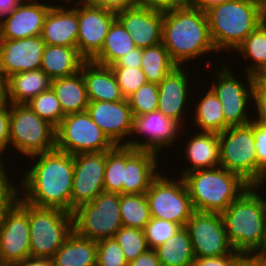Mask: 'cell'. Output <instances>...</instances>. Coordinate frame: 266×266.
Listing matches in <instances>:
<instances>
[{
	"label": "cell",
	"instance_id": "20",
	"mask_svg": "<svg viewBox=\"0 0 266 266\" xmlns=\"http://www.w3.org/2000/svg\"><path fill=\"white\" fill-rule=\"evenodd\" d=\"M87 112L115 145H124V138L130 137L133 115L126 98L117 102L89 101Z\"/></svg>",
	"mask_w": 266,
	"mask_h": 266
},
{
	"label": "cell",
	"instance_id": "33",
	"mask_svg": "<svg viewBox=\"0 0 266 266\" xmlns=\"http://www.w3.org/2000/svg\"><path fill=\"white\" fill-rule=\"evenodd\" d=\"M195 108L194 126H198L200 132L220 134L225 131V119L222 105L217 95L210 88Z\"/></svg>",
	"mask_w": 266,
	"mask_h": 266
},
{
	"label": "cell",
	"instance_id": "24",
	"mask_svg": "<svg viewBox=\"0 0 266 266\" xmlns=\"http://www.w3.org/2000/svg\"><path fill=\"white\" fill-rule=\"evenodd\" d=\"M66 7L55 4L50 8L40 34L47 45L77 47V6Z\"/></svg>",
	"mask_w": 266,
	"mask_h": 266
},
{
	"label": "cell",
	"instance_id": "12",
	"mask_svg": "<svg viewBox=\"0 0 266 266\" xmlns=\"http://www.w3.org/2000/svg\"><path fill=\"white\" fill-rule=\"evenodd\" d=\"M221 67V70L216 68L214 71L217 79L213 81L214 84H211V89L222 105L226 130L229 127L246 125L253 120L247 113V107L250 100L254 98V76L246 74L247 86L240 82L235 75H232L234 73L226 64Z\"/></svg>",
	"mask_w": 266,
	"mask_h": 266
},
{
	"label": "cell",
	"instance_id": "17",
	"mask_svg": "<svg viewBox=\"0 0 266 266\" xmlns=\"http://www.w3.org/2000/svg\"><path fill=\"white\" fill-rule=\"evenodd\" d=\"M106 152L74 155L71 213L104 192Z\"/></svg>",
	"mask_w": 266,
	"mask_h": 266
},
{
	"label": "cell",
	"instance_id": "35",
	"mask_svg": "<svg viewBox=\"0 0 266 266\" xmlns=\"http://www.w3.org/2000/svg\"><path fill=\"white\" fill-rule=\"evenodd\" d=\"M177 66L163 43L142 48L141 68L147 82L159 84Z\"/></svg>",
	"mask_w": 266,
	"mask_h": 266
},
{
	"label": "cell",
	"instance_id": "45",
	"mask_svg": "<svg viewBox=\"0 0 266 266\" xmlns=\"http://www.w3.org/2000/svg\"><path fill=\"white\" fill-rule=\"evenodd\" d=\"M8 178L6 167L0 162V219L18 201L20 197V186L11 183Z\"/></svg>",
	"mask_w": 266,
	"mask_h": 266
},
{
	"label": "cell",
	"instance_id": "36",
	"mask_svg": "<svg viewBox=\"0 0 266 266\" xmlns=\"http://www.w3.org/2000/svg\"><path fill=\"white\" fill-rule=\"evenodd\" d=\"M122 225L143 230L150 221L149 203L144 194H120Z\"/></svg>",
	"mask_w": 266,
	"mask_h": 266
},
{
	"label": "cell",
	"instance_id": "27",
	"mask_svg": "<svg viewBox=\"0 0 266 266\" xmlns=\"http://www.w3.org/2000/svg\"><path fill=\"white\" fill-rule=\"evenodd\" d=\"M50 79L41 69L23 71L8 77L6 82L9 104H26L41 92L51 88Z\"/></svg>",
	"mask_w": 266,
	"mask_h": 266
},
{
	"label": "cell",
	"instance_id": "38",
	"mask_svg": "<svg viewBox=\"0 0 266 266\" xmlns=\"http://www.w3.org/2000/svg\"><path fill=\"white\" fill-rule=\"evenodd\" d=\"M26 104L40 118L53 125L55 128L58 127L62 119L65 117V114L61 109V104L52 88L41 92Z\"/></svg>",
	"mask_w": 266,
	"mask_h": 266
},
{
	"label": "cell",
	"instance_id": "31",
	"mask_svg": "<svg viewBox=\"0 0 266 266\" xmlns=\"http://www.w3.org/2000/svg\"><path fill=\"white\" fill-rule=\"evenodd\" d=\"M154 250L161 266H192L195 258L190 235L185 227H181Z\"/></svg>",
	"mask_w": 266,
	"mask_h": 266
},
{
	"label": "cell",
	"instance_id": "46",
	"mask_svg": "<svg viewBox=\"0 0 266 266\" xmlns=\"http://www.w3.org/2000/svg\"><path fill=\"white\" fill-rule=\"evenodd\" d=\"M254 98L252 104L255 106L257 117L255 119L266 123V79L255 75L254 80Z\"/></svg>",
	"mask_w": 266,
	"mask_h": 266
},
{
	"label": "cell",
	"instance_id": "42",
	"mask_svg": "<svg viewBox=\"0 0 266 266\" xmlns=\"http://www.w3.org/2000/svg\"><path fill=\"white\" fill-rule=\"evenodd\" d=\"M111 69L124 98H127L147 83L146 76L141 67H111Z\"/></svg>",
	"mask_w": 266,
	"mask_h": 266
},
{
	"label": "cell",
	"instance_id": "50",
	"mask_svg": "<svg viewBox=\"0 0 266 266\" xmlns=\"http://www.w3.org/2000/svg\"><path fill=\"white\" fill-rule=\"evenodd\" d=\"M97 6L105 8L111 12L117 13L126 8L137 6V0H90Z\"/></svg>",
	"mask_w": 266,
	"mask_h": 266
},
{
	"label": "cell",
	"instance_id": "58",
	"mask_svg": "<svg viewBox=\"0 0 266 266\" xmlns=\"http://www.w3.org/2000/svg\"><path fill=\"white\" fill-rule=\"evenodd\" d=\"M263 16L266 18V0H255Z\"/></svg>",
	"mask_w": 266,
	"mask_h": 266
},
{
	"label": "cell",
	"instance_id": "9",
	"mask_svg": "<svg viewBox=\"0 0 266 266\" xmlns=\"http://www.w3.org/2000/svg\"><path fill=\"white\" fill-rule=\"evenodd\" d=\"M219 166L238 174L250 186L257 183V157L254 147V118L241 126L218 134Z\"/></svg>",
	"mask_w": 266,
	"mask_h": 266
},
{
	"label": "cell",
	"instance_id": "5",
	"mask_svg": "<svg viewBox=\"0 0 266 266\" xmlns=\"http://www.w3.org/2000/svg\"><path fill=\"white\" fill-rule=\"evenodd\" d=\"M211 41L217 52L234 50L266 18L255 0H235L206 12Z\"/></svg>",
	"mask_w": 266,
	"mask_h": 266
},
{
	"label": "cell",
	"instance_id": "37",
	"mask_svg": "<svg viewBox=\"0 0 266 266\" xmlns=\"http://www.w3.org/2000/svg\"><path fill=\"white\" fill-rule=\"evenodd\" d=\"M125 167V146L116 145L106 152L104 192L122 194Z\"/></svg>",
	"mask_w": 266,
	"mask_h": 266
},
{
	"label": "cell",
	"instance_id": "61",
	"mask_svg": "<svg viewBox=\"0 0 266 266\" xmlns=\"http://www.w3.org/2000/svg\"><path fill=\"white\" fill-rule=\"evenodd\" d=\"M259 75L266 79V68Z\"/></svg>",
	"mask_w": 266,
	"mask_h": 266
},
{
	"label": "cell",
	"instance_id": "28",
	"mask_svg": "<svg viewBox=\"0 0 266 266\" xmlns=\"http://www.w3.org/2000/svg\"><path fill=\"white\" fill-rule=\"evenodd\" d=\"M193 138L188 139L184 150L191 164L183 169L181 177L186 173L199 169H211L219 166V138L216 133L197 132Z\"/></svg>",
	"mask_w": 266,
	"mask_h": 266
},
{
	"label": "cell",
	"instance_id": "51",
	"mask_svg": "<svg viewBox=\"0 0 266 266\" xmlns=\"http://www.w3.org/2000/svg\"><path fill=\"white\" fill-rule=\"evenodd\" d=\"M142 48L135 47L110 67H141Z\"/></svg>",
	"mask_w": 266,
	"mask_h": 266
},
{
	"label": "cell",
	"instance_id": "47",
	"mask_svg": "<svg viewBox=\"0 0 266 266\" xmlns=\"http://www.w3.org/2000/svg\"><path fill=\"white\" fill-rule=\"evenodd\" d=\"M10 147V104L0 110V162H3L2 155ZM4 152V153H3Z\"/></svg>",
	"mask_w": 266,
	"mask_h": 266
},
{
	"label": "cell",
	"instance_id": "43",
	"mask_svg": "<svg viewBox=\"0 0 266 266\" xmlns=\"http://www.w3.org/2000/svg\"><path fill=\"white\" fill-rule=\"evenodd\" d=\"M96 266H128L122 248L114 238L97 241Z\"/></svg>",
	"mask_w": 266,
	"mask_h": 266
},
{
	"label": "cell",
	"instance_id": "52",
	"mask_svg": "<svg viewBox=\"0 0 266 266\" xmlns=\"http://www.w3.org/2000/svg\"><path fill=\"white\" fill-rule=\"evenodd\" d=\"M128 266H161V264L155 250L148 249L135 260L129 262Z\"/></svg>",
	"mask_w": 266,
	"mask_h": 266
},
{
	"label": "cell",
	"instance_id": "32",
	"mask_svg": "<svg viewBox=\"0 0 266 266\" xmlns=\"http://www.w3.org/2000/svg\"><path fill=\"white\" fill-rule=\"evenodd\" d=\"M135 47L131 34L116 18L109 28L102 49L92 61L104 66H112Z\"/></svg>",
	"mask_w": 266,
	"mask_h": 266
},
{
	"label": "cell",
	"instance_id": "40",
	"mask_svg": "<svg viewBox=\"0 0 266 266\" xmlns=\"http://www.w3.org/2000/svg\"><path fill=\"white\" fill-rule=\"evenodd\" d=\"M126 99L133 116H141L157 111L159 99L158 84L147 82Z\"/></svg>",
	"mask_w": 266,
	"mask_h": 266
},
{
	"label": "cell",
	"instance_id": "44",
	"mask_svg": "<svg viewBox=\"0 0 266 266\" xmlns=\"http://www.w3.org/2000/svg\"><path fill=\"white\" fill-rule=\"evenodd\" d=\"M254 147L257 157V183L253 188L259 189L264 182L266 183V123L254 117Z\"/></svg>",
	"mask_w": 266,
	"mask_h": 266
},
{
	"label": "cell",
	"instance_id": "49",
	"mask_svg": "<svg viewBox=\"0 0 266 266\" xmlns=\"http://www.w3.org/2000/svg\"><path fill=\"white\" fill-rule=\"evenodd\" d=\"M239 254H227L218 257H195L192 266H230Z\"/></svg>",
	"mask_w": 266,
	"mask_h": 266
},
{
	"label": "cell",
	"instance_id": "11",
	"mask_svg": "<svg viewBox=\"0 0 266 266\" xmlns=\"http://www.w3.org/2000/svg\"><path fill=\"white\" fill-rule=\"evenodd\" d=\"M115 146L87 111L65 115L56 128L55 148L71 155L107 152Z\"/></svg>",
	"mask_w": 266,
	"mask_h": 266
},
{
	"label": "cell",
	"instance_id": "21",
	"mask_svg": "<svg viewBox=\"0 0 266 266\" xmlns=\"http://www.w3.org/2000/svg\"><path fill=\"white\" fill-rule=\"evenodd\" d=\"M116 18L131 34L136 47L162 43L163 11L134 6L117 12Z\"/></svg>",
	"mask_w": 266,
	"mask_h": 266
},
{
	"label": "cell",
	"instance_id": "53",
	"mask_svg": "<svg viewBox=\"0 0 266 266\" xmlns=\"http://www.w3.org/2000/svg\"><path fill=\"white\" fill-rule=\"evenodd\" d=\"M230 266H261L260 259L256 254L240 253Z\"/></svg>",
	"mask_w": 266,
	"mask_h": 266
},
{
	"label": "cell",
	"instance_id": "30",
	"mask_svg": "<svg viewBox=\"0 0 266 266\" xmlns=\"http://www.w3.org/2000/svg\"><path fill=\"white\" fill-rule=\"evenodd\" d=\"M51 88L65 115L87 111L89 100L81 71L67 77L52 79Z\"/></svg>",
	"mask_w": 266,
	"mask_h": 266
},
{
	"label": "cell",
	"instance_id": "8",
	"mask_svg": "<svg viewBox=\"0 0 266 266\" xmlns=\"http://www.w3.org/2000/svg\"><path fill=\"white\" fill-rule=\"evenodd\" d=\"M73 231L84 238L98 241L113 238L123 226L119 193H100L91 202L72 212Z\"/></svg>",
	"mask_w": 266,
	"mask_h": 266
},
{
	"label": "cell",
	"instance_id": "34",
	"mask_svg": "<svg viewBox=\"0 0 266 266\" xmlns=\"http://www.w3.org/2000/svg\"><path fill=\"white\" fill-rule=\"evenodd\" d=\"M234 53H239L246 60H252L247 65V74L255 76L266 68V19L247 36Z\"/></svg>",
	"mask_w": 266,
	"mask_h": 266
},
{
	"label": "cell",
	"instance_id": "60",
	"mask_svg": "<svg viewBox=\"0 0 266 266\" xmlns=\"http://www.w3.org/2000/svg\"><path fill=\"white\" fill-rule=\"evenodd\" d=\"M61 2H67V4L66 5H70L71 6V4L70 3H72V6H74L73 4V1L76 3V4H78V3H81V2H83V1H85V0H60ZM77 1V2H76Z\"/></svg>",
	"mask_w": 266,
	"mask_h": 266
},
{
	"label": "cell",
	"instance_id": "59",
	"mask_svg": "<svg viewBox=\"0 0 266 266\" xmlns=\"http://www.w3.org/2000/svg\"><path fill=\"white\" fill-rule=\"evenodd\" d=\"M260 259V265L266 266V251L255 253Z\"/></svg>",
	"mask_w": 266,
	"mask_h": 266
},
{
	"label": "cell",
	"instance_id": "26",
	"mask_svg": "<svg viewBox=\"0 0 266 266\" xmlns=\"http://www.w3.org/2000/svg\"><path fill=\"white\" fill-rule=\"evenodd\" d=\"M86 59L79 53L77 47L59 45L45 46L41 70L50 78H63L76 74Z\"/></svg>",
	"mask_w": 266,
	"mask_h": 266
},
{
	"label": "cell",
	"instance_id": "18",
	"mask_svg": "<svg viewBox=\"0 0 266 266\" xmlns=\"http://www.w3.org/2000/svg\"><path fill=\"white\" fill-rule=\"evenodd\" d=\"M46 43L40 35L21 39H0V77L41 69Z\"/></svg>",
	"mask_w": 266,
	"mask_h": 266
},
{
	"label": "cell",
	"instance_id": "6",
	"mask_svg": "<svg viewBox=\"0 0 266 266\" xmlns=\"http://www.w3.org/2000/svg\"><path fill=\"white\" fill-rule=\"evenodd\" d=\"M30 257L52 258L73 232L72 213L29 204Z\"/></svg>",
	"mask_w": 266,
	"mask_h": 266
},
{
	"label": "cell",
	"instance_id": "13",
	"mask_svg": "<svg viewBox=\"0 0 266 266\" xmlns=\"http://www.w3.org/2000/svg\"><path fill=\"white\" fill-rule=\"evenodd\" d=\"M29 257V204L19 197L0 219V266H11Z\"/></svg>",
	"mask_w": 266,
	"mask_h": 266
},
{
	"label": "cell",
	"instance_id": "48",
	"mask_svg": "<svg viewBox=\"0 0 266 266\" xmlns=\"http://www.w3.org/2000/svg\"><path fill=\"white\" fill-rule=\"evenodd\" d=\"M187 3L188 0H137V6L160 10L163 12L182 7Z\"/></svg>",
	"mask_w": 266,
	"mask_h": 266
},
{
	"label": "cell",
	"instance_id": "14",
	"mask_svg": "<svg viewBox=\"0 0 266 266\" xmlns=\"http://www.w3.org/2000/svg\"><path fill=\"white\" fill-rule=\"evenodd\" d=\"M185 228L190 235L195 257H218L240 254L230 244L220 213L195 211Z\"/></svg>",
	"mask_w": 266,
	"mask_h": 266
},
{
	"label": "cell",
	"instance_id": "2",
	"mask_svg": "<svg viewBox=\"0 0 266 266\" xmlns=\"http://www.w3.org/2000/svg\"><path fill=\"white\" fill-rule=\"evenodd\" d=\"M162 43L178 66L206 53L217 52L211 41L206 13L189 3L163 12Z\"/></svg>",
	"mask_w": 266,
	"mask_h": 266
},
{
	"label": "cell",
	"instance_id": "10",
	"mask_svg": "<svg viewBox=\"0 0 266 266\" xmlns=\"http://www.w3.org/2000/svg\"><path fill=\"white\" fill-rule=\"evenodd\" d=\"M177 180L163 176L160 171L145 195L151 217L185 227L195 210L184 179L180 177Z\"/></svg>",
	"mask_w": 266,
	"mask_h": 266
},
{
	"label": "cell",
	"instance_id": "15",
	"mask_svg": "<svg viewBox=\"0 0 266 266\" xmlns=\"http://www.w3.org/2000/svg\"><path fill=\"white\" fill-rule=\"evenodd\" d=\"M74 5H77L79 23L77 49L86 60H92L102 49L116 13L97 6L90 0Z\"/></svg>",
	"mask_w": 266,
	"mask_h": 266
},
{
	"label": "cell",
	"instance_id": "23",
	"mask_svg": "<svg viewBox=\"0 0 266 266\" xmlns=\"http://www.w3.org/2000/svg\"><path fill=\"white\" fill-rule=\"evenodd\" d=\"M183 66H177L159 84V99L157 110L165 116L175 119L184 125L183 117L187 100H189L188 90H190V76ZM183 118V120H182Z\"/></svg>",
	"mask_w": 266,
	"mask_h": 266
},
{
	"label": "cell",
	"instance_id": "57",
	"mask_svg": "<svg viewBox=\"0 0 266 266\" xmlns=\"http://www.w3.org/2000/svg\"><path fill=\"white\" fill-rule=\"evenodd\" d=\"M8 104L6 82L0 77V110Z\"/></svg>",
	"mask_w": 266,
	"mask_h": 266
},
{
	"label": "cell",
	"instance_id": "22",
	"mask_svg": "<svg viewBox=\"0 0 266 266\" xmlns=\"http://www.w3.org/2000/svg\"><path fill=\"white\" fill-rule=\"evenodd\" d=\"M159 153L138 150L125 146V167L122 194H144L153 180L160 174L157 171Z\"/></svg>",
	"mask_w": 266,
	"mask_h": 266
},
{
	"label": "cell",
	"instance_id": "7",
	"mask_svg": "<svg viewBox=\"0 0 266 266\" xmlns=\"http://www.w3.org/2000/svg\"><path fill=\"white\" fill-rule=\"evenodd\" d=\"M10 144L30 158L55 149L56 128L27 104H10Z\"/></svg>",
	"mask_w": 266,
	"mask_h": 266
},
{
	"label": "cell",
	"instance_id": "25",
	"mask_svg": "<svg viewBox=\"0 0 266 266\" xmlns=\"http://www.w3.org/2000/svg\"><path fill=\"white\" fill-rule=\"evenodd\" d=\"M80 71L86 83L89 101L117 102L125 99L110 66L86 60Z\"/></svg>",
	"mask_w": 266,
	"mask_h": 266
},
{
	"label": "cell",
	"instance_id": "19",
	"mask_svg": "<svg viewBox=\"0 0 266 266\" xmlns=\"http://www.w3.org/2000/svg\"><path fill=\"white\" fill-rule=\"evenodd\" d=\"M40 2V3H39ZM23 0L9 15L0 20V39H21L41 34L52 4Z\"/></svg>",
	"mask_w": 266,
	"mask_h": 266
},
{
	"label": "cell",
	"instance_id": "56",
	"mask_svg": "<svg viewBox=\"0 0 266 266\" xmlns=\"http://www.w3.org/2000/svg\"><path fill=\"white\" fill-rule=\"evenodd\" d=\"M23 0H0V20L9 15Z\"/></svg>",
	"mask_w": 266,
	"mask_h": 266
},
{
	"label": "cell",
	"instance_id": "54",
	"mask_svg": "<svg viewBox=\"0 0 266 266\" xmlns=\"http://www.w3.org/2000/svg\"><path fill=\"white\" fill-rule=\"evenodd\" d=\"M229 1L235 0H188V3L192 7L206 13L211 8Z\"/></svg>",
	"mask_w": 266,
	"mask_h": 266
},
{
	"label": "cell",
	"instance_id": "3",
	"mask_svg": "<svg viewBox=\"0 0 266 266\" xmlns=\"http://www.w3.org/2000/svg\"><path fill=\"white\" fill-rule=\"evenodd\" d=\"M257 188H247L221 213L227 238L238 253L266 251L265 208Z\"/></svg>",
	"mask_w": 266,
	"mask_h": 266
},
{
	"label": "cell",
	"instance_id": "29",
	"mask_svg": "<svg viewBox=\"0 0 266 266\" xmlns=\"http://www.w3.org/2000/svg\"><path fill=\"white\" fill-rule=\"evenodd\" d=\"M51 259L54 266H96L97 241L73 231Z\"/></svg>",
	"mask_w": 266,
	"mask_h": 266
},
{
	"label": "cell",
	"instance_id": "41",
	"mask_svg": "<svg viewBox=\"0 0 266 266\" xmlns=\"http://www.w3.org/2000/svg\"><path fill=\"white\" fill-rule=\"evenodd\" d=\"M181 226L167 220L151 217L143 229L149 249H156L171 238Z\"/></svg>",
	"mask_w": 266,
	"mask_h": 266
},
{
	"label": "cell",
	"instance_id": "1",
	"mask_svg": "<svg viewBox=\"0 0 266 266\" xmlns=\"http://www.w3.org/2000/svg\"><path fill=\"white\" fill-rule=\"evenodd\" d=\"M30 158L35 160L34 166L16 184L24 190L21 199L36 207L60 208L71 213L74 155L55 148Z\"/></svg>",
	"mask_w": 266,
	"mask_h": 266
},
{
	"label": "cell",
	"instance_id": "4",
	"mask_svg": "<svg viewBox=\"0 0 266 266\" xmlns=\"http://www.w3.org/2000/svg\"><path fill=\"white\" fill-rule=\"evenodd\" d=\"M195 211L222 213L250 185L223 167L199 169L182 177Z\"/></svg>",
	"mask_w": 266,
	"mask_h": 266
},
{
	"label": "cell",
	"instance_id": "55",
	"mask_svg": "<svg viewBox=\"0 0 266 266\" xmlns=\"http://www.w3.org/2000/svg\"><path fill=\"white\" fill-rule=\"evenodd\" d=\"M11 266H54L51 258L29 257Z\"/></svg>",
	"mask_w": 266,
	"mask_h": 266
},
{
	"label": "cell",
	"instance_id": "62",
	"mask_svg": "<svg viewBox=\"0 0 266 266\" xmlns=\"http://www.w3.org/2000/svg\"><path fill=\"white\" fill-rule=\"evenodd\" d=\"M264 196H262L261 198H262V201H263V204H264V208H265V218H266V199L264 200V198H263Z\"/></svg>",
	"mask_w": 266,
	"mask_h": 266
},
{
	"label": "cell",
	"instance_id": "39",
	"mask_svg": "<svg viewBox=\"0 0 266 266\" xmlns=\"http://www.w3.org/2000/svg\"><path fill=\"white\" fill-rule=\"evenodd\" d=\"M113 238L121 246L128 263L149 249L144 231L140 229L122 226Z\"/></svg>",
	"mask_w": 266,
	"mask_h": 266
},
{
	"label": "cell",
	"instance_id": "16",
	"mask_svg": "<svg viewBox=\"0 0 266 266\" xmlns=\"http://www.w3.org/2000/svg\"><path fill=\"white\" fill-rule=\"evenodd\" d=\"M182 126V127H181ZM183 130L181 125L175 119L165 116L163 113L157 111L149 112L141 116H133V124L131 137L137 134L142 138H147L144 141H137L136 138L126 140L124 146L135 148L138 150H149L160 154L161 149L171 147L178 137L179 133ZM179 130V131H178ZM178 133V134H177ZM177 134V135H176ZM143 135L145 137H143ZM147 135V136H146Z\"/></svg>",
	"mask_w": 266,
	"mask_h": 266
}]
</instances>
